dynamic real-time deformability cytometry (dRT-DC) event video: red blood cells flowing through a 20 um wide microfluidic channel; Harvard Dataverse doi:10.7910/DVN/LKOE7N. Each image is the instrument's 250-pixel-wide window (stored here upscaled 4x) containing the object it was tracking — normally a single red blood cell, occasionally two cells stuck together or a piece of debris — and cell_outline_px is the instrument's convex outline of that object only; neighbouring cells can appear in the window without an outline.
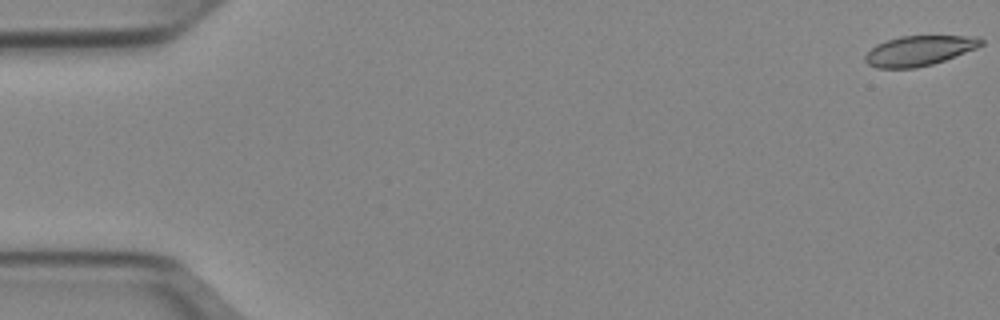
{"species": "Egyptian fruit bat (a non-hibernating species)", "species_latin": "Rousettus aegyptiacus", "temperature_condition": "cold", "stored_images_in_passage": 11, "camera_frame_rate_fps": 3000, "um_per_image_px": 0.085, "animal": {"sex": "female"}, "frame": {"image": 1, "passage_image": 1, "time_ms": 0.0, "image_size_px": [1000, 320], "cell_outline_px": [[984, 44], [976, 48], [944, 60], [932, 64], [916, 68], [876, 68], [868, 64], [864, 60], [864, 56], [876, 44], [900, 36], [980, 36], [984, 40]], "centroid_in_image_um": [78.14, 4.3], "position_along_channel_um": 6.9, "area_um2": 20.23}}